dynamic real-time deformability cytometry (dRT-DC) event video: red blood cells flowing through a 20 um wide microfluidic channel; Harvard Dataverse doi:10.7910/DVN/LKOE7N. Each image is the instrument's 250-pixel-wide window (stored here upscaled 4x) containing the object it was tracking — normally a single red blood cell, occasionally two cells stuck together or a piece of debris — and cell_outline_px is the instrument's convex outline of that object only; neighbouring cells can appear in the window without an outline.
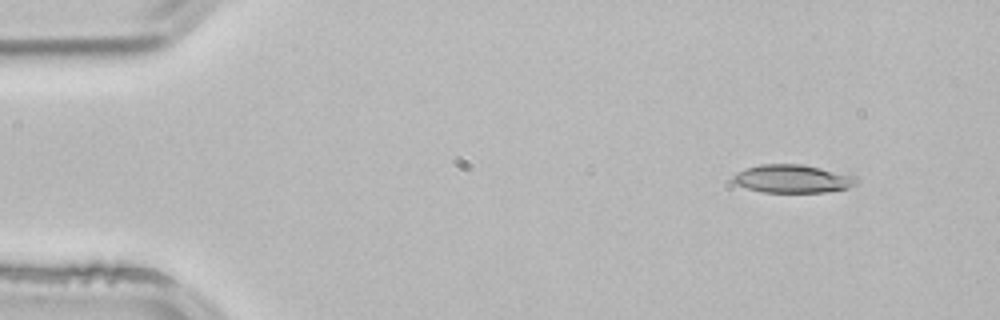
{"species": "common noctule bat (a hibernating species)", "species_latin": "Nyctalus noctula", "temperature_condition": "room temperature", "stored_images_in_passage": 3, "camera_frame_rate_fps": 3000, "um_per_image_px": 0.085, "animal": {"sex": "male", "body_mass_g": 21.5, "forearm_length_mm": 52.0}, "frame": {"image": 1, "passage_image": 1, "time_ms": 0.0, "image_size_px": [1000, 320], "cell_outline_px": [[856, 184], [848, 188], [824, 192], [764, 192], [748, 188], [736, 184], [732, 180], [732, 176], [736, 172], [744, 168], [760, 164], [800, 164], [820, 168], [856, 176]], "centroid_in_image_um": [67.33, 15.19], "position_along_channel_um": 17.7, "area_um2": 20.11}}
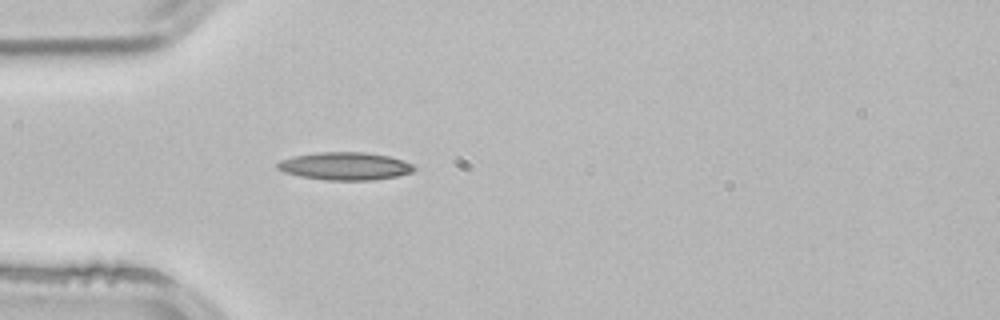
{"frame": {"image": 2, "passage_image": 3, "time_ms": 0.667, "image_size_px": [1000, 320], "cell_outline_px": [[416, 168], [412, 172], [396, 176], [372, 180], [328, 180], [300, 176], [284, 172], [276, 168], [276, 164], [280, 160], [292, 156], [316, 152], [364, 152], [388, 156], [404, 160], [412, 164]], "centroid_in_image_um": [29.31, 14.11], "position_along_channel_um": 55.7, "area_um2": 22.14}}